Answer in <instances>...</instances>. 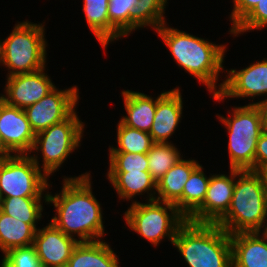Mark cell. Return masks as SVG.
<instances>
[{"mask_svg":"<svg viewBox=\"0 0 267 267\" xmlns=\"http://www.w3.org/2000/svg\"><path fill=\"white\" fill-rule=\"evenodd\" d=\"M63 183L59 194L47 193V203L54 204L57 213L51 223L67 236L77 234L79 242L100 241L105 234L102 208L92 194L90 173L64 178Z\"/></svg>","mask_w":267,"mask_h":267,"instance_id":"cell-1","label":"cell"},{"mask_svg":"<svg viewBox=\"0 0 267 267\" xmlns=\"http://www.w3.org/2000/svg\"><path fill=\"white\" fill-rule=\"evenodd\" d=\"M164 23L157 33L169 48L179 67L207 86L212 95L218 94V76L223 71L225 45H216L185 31L166 27Z\"/></svg>","mask_w":267,"mask_h":267,"instance_id":"cell-2","label":"cell"},{"mask_svg":"<svg viewBox=\"0 0 267 267\" xmlns=\"http://www.w3.org/2000/svg\"><path fill=\"white\" fill-rule=\"evenodd\" d=\"M173 245L189 267H232L230 234L217 223L186 220L179 227Z\"/></svg>","mask_w":267,"mask_h":267,"instance_id":"cell-3","label":"cell"},{"mask_svg":"<svg viewBox=\"0 0 267 267\" xmlns=\"http://www.w3.org/2000/svg\"><path fill=\"white\" fill-rule=\"evenodd\" d=\"M236 179L229 209L216 223L230 235L264 232L267 226V195L260 177L255 171L237 169ZM263 227L264 230H261Z\"/></svg>","mask_w":267,"mask_h":267,"instance_id":"cell-4","label":"cell"},{"mask_svg":"<svg viewBox=\"0 0 267 267\" xmlns=\"http://www.w3.org/2000/svg\"><path fill=\"white\" fill-rule=\"evenodd\" d=\"M44 26L19 22L5 41L0 40V63L10 70L7 77L35 72L46 66Z\"/></svg>","mask_w":267,"mask_h":267,"instance_id":"cell-5","label":"cell"},{"mask_svg":"<svg viewBox=\"0 0 267 267\" xmlns=\"http://www.w3.org/2000/svg\"><path fill=\"white\" fill-rule=\"evenodd\" d=\"M232 111V117L218 116L229 132L230 169L255 171L257 140L265 130L261 111L250 103Z\"/></svg>","mask_w":267,"mask_h":267,"instance_id":"cell-6","label":"cell"},{"mask_svg":"<svg viewBox=\"0 0 267 267\" xmlns=\"http://www.w3.org/2000/svg\"><path fill=\"white\" fill-rule=\"evenodd\" d=\"M124 215L128 227L155 246L166 237L173 244L179 227L187 220L174 204L158 200L134 201Z\"/></svg>","mask_w":267,"mask_h":267,"instance_id":"cell-7","label":"cell"},{"mask_svg":"<svg viewBox=\"0 0 267 267\" xmlns=\"http://www.w3.org/2000/svg\"><path fill=\"white\" fill-rule=\"evenodd\" d=\"M9 155L0 158V195L42 197L48 189V177L42 173L35 154Z\"/></svg>","mask_w":267,"mask_h":267,"instance_id":"cell-8","label":"cell"},{"mask_svg":"<svg viewBox=\"0 0 267 267\" xmlns=\"http://www.w3.org/2000/svg\"><path fill=\"white\" fill-rule=\"evenodd\" d=\"M84 123L74 111L64 121L38 132L32 151L42 152L43 173L49 178L77 147L83 135Z\"/></svg>","mask_w":267,"mask_h":267,"instance_id":"cell-9","label":"cell"},{"mask_svg":"<svg viewBox=\"0 0 267 267\" xmlns=\"http://www.w3.org/2000/svg\"><path fill=\"white\" fill-rule=\"evenodd\" d=\"M76 86L58 90L56 87L40 101L24 109L32 130L38 132L67 119L78 103Z\"/></svg>","mask_w":267,"mask_h":267,"instance_id":"cell-10","label":"cell"},{"mask_svg":"<svg viewBox=\"0 0 267 267\" xmlns=\"http://www.w3.org/2000/svg\"><path fill=\"white\" fill-rule=\"evenodd\" d=\"M0 134L3 141V157L32 152L36 134L24 110L7 104L1 98Z\"/></svg>","mask_w":267,"mask_h":267,"instance_id":"cell-11","label":"cell"},{"mask_svg":"<svg viewBox=\"0 0 267 267\" xmlns=\"http://www.w3.org/2000/svg\"><path fill=\"white\" fill-rule=\"evenodd\" d=\"M226 79L219 86V93L214 94V100L225 98H245L267 95V60L263 59L255 64L236 71L231 69Z\"/></svg>","mask_w":267,"mask_h":267,"instance_id":"cell-12","label":"cell"},{"mask_svg":"<svg viewBox=\"0 0 267 267\" xmlns=\"http://www.w3.org/2000/svg\"><path fill=\"white\" fill-rule=\"evenodd\" d=\"M44 71L45 67L35 72L7 77L4 89L6 95L1 94L0 98L23 110L40 101L56 87Z\"/></svg>","mask_w":267,"mask_h":267,"instance_id":"cell-13","label":"cell"},{"mask_svg":"<svg viewBox=\"0 0 267 267\" xmlns=\"http://www.w3.org/2000/svg\"><path fill=\"white\" fill-rule=\"evenodd\" d=\"M230 170L229 176L211 175L203 204L187 220L216 223L228 211L237 177V169Z\"/></svg>","mask_w":267,"mask_h":267,"instance_id":"cell-14","label":"cell"},{"mask_svg":"<svg viewBox=\"0 0 267 267\" xmlns=\"http://www.w3.org/2000/svg\"><path fill=\"white\" fill-rule=\"evenodd\" d=\"M78 243L50 222L36 230L33 246L42 267H66Z\"/></svg>","mask_w":267,"mask_h":267,"instance_id":"cell-15","label":"cell"},{"mask_svg":"<svg viewBox=\"0 0 267 267\" xmlns=\"http://www.w3.org/2000/svg\"><path fill=\"white\" fill-rule=\"evenodd\" d=\"M183 101L178 88L161 93L157 97V107L149 134L154 143H168L182 116Z\"/></svg>","mask_w":267,"mask_h":267,"instance_id":"cell-16","label":"cell"},{"mask_svg":"<svg viewBox=\"0 0 267 267\" xmlns=\"http://www.w3.org/2000/svg\"><path fill=\"white\" fill-rule=\"evenodd\" d=\"M230 235L232 267H267V235L262 232Z\"/></svg>","mask_w":267,"mask_h":267,"instance_id":"cell-17","label":"cell"},{"mask_svg":"<svg viewBox=\"0 0 267 267\" xmlns=\"http://www.w3.org/2000/svg\"><path fill=\"white\" fill-rule=\"evenodd\" d=\"M199 165L196 160L180 159L157 182L155 200L172 203L182 214V193L192 171Z\"/></svg>","mask_w":267,"mask_h":267,"instance_id":"cell-18","label":"cell"},{"mask_svg":"<svg viewBox=\"0 0 267 267\" xmlns=\"http://www.w3.org/2000/svg\"><path fill=\"white\" fill-rule=\"evenodd\" d=\"M127 116L121 122L131 128L150 132L157 107V98L131 90L122 91Z\"/></svg>","mask_w":267,"mask_h":267,"instance_id":"cell-19","label":"cell"},{"mask_svg":"<svg viewBox=\"0 0 267 267\" xmlns=\"http://www.w3.org/2000/svg\"><path fill=\"white\" fill-rule=\"evenodd\" d=\"M118 262L116 253L103 240L79 242L66 267H119Z\"/></svg>","mask_w":267,"mask_h":267,"instance_id":"cell-20","label":"cell"},{"mask_svg":"<svg viewBox=\"0 0 267 267\" xmlns=\"http://www.w3.org/2000/svg\"><path fill=\"white\" fill-rule=\"evenodd\" d=\"M107 173V179L114 186L120 199L131 200V198L133 199L136 195H142L143 192L145 193L150 191V193H148V201L155 200L157 183L149 172L130 171Z\"/></svg>","mask_w":267,"mask_h":267,"instance_id":"cell-21","label":"cell"},{"mask_svg":"<svg viewBox=\"0 0 267 267\" xmlns=\"http://www.w3.org/2000/svg\"><path fill=\"white\" fill-rule=\"evenodd\" d=\"M35 233L26 220H18L0 210V250L3 254L12 248L33 245Z\"/></svg>","mask_w":267,"mask_h":267,"instance_id":"cell-22","label":"cell"},{"mask_svg":"<svg viewBox=\"0 0 267 267\" xmlns=\"http://www.w3.org/2000/svg\"><path fill=\"white\" fill-rule=\"evenodd\" d=\"M41 198L47 202V194L44 197H10L1 198L0 210L18 220H26L35 230L36 222L42 217L43 206Z\"/></svg>","mask_w":267,"mask_h":267,"instance_id":"cell-23","label":"cell"},{"mask_svg":"<svg viewBox=\"0 0 267 267\" xmlns=\"http://www.w3.org/2000/svg\"><path fill=\"white\" fill-rule=\"evenodd\" d=\"M202 165H198L190 174L188 181L184 185L182 193V215L188 219L205 200L208 178Z\"/></svg>","mask_w":267,"mask_h":267,"instance_id":"cell-24","label":"cell"},{"mask_svg":"<svg viewBox=\"0 0 267 267\" xmlns=\"http://www.w3.org/2000/svg\"><path fill=\"white\" fill-rule=\"evenodd\" d=\"M138 0H109V43L132 32V10Z\"/></svg>","mask_w":267,"mask_h":267,"instance_id":"cell-25","label":"cell"},{"mask_svg":"<svg viewBox=\"0 0 267 267\" xmlns=\"http://www.w3.org/2000/svg\"><path fill=\"white\" fill-rule=\"evenodd\" d=\"M117 125L118 148L110 147L109 153L147 154L154 145L152 136L148 132L128 127L121 121Z\"/></svg>","mask_w":267,"mask_h":267,"instance_id":"cell-26","label":"cell"},{"mask_svg":"<svg viewBox=\"0 0 267 267\" xmlns=\"http://www.w3.org/2000/svg\"><path fill=\"white\" fill-rule=\"evenodd\" d=\"M83 11L88 27L103 48L109 44V0H84Z\"/></svg>","mask_w":267,"mask_h":267,"instance_id":"cell-27","label":"cell"},{"mask_svg":"<svg viewBox=\"0 0 267 267\" xmlns=\"http://www.w3.org/2000/svg\"><path fill=\"white\" fill-rule=\"evenodd\" d=\"M180 156V152L173 143H154L147 152V158L148 172L156 183L182 158Z\"/></svg>","mask_w":267,"mask_h":267,"instance_id":"cell-28","label":"cell"},{"mask_svg":"<svg viewBox=\"0 0 267 267\" xmlns=\"http://www.w3.org/2000/svg\"><path fill=\"white\" fill-rule=\"evenodd\" d=\"M166 3L167 0H138L132 10V31L145 26L157 30L165 23Z\"/></svg>","mask_w":267,"mask_h":267,"instance_id":"cell-29","label":"cell"},{"mask_svg":"<svg viewBox=\"0 0 267 267\" xmlns=\"http://www.w3.org/2000/svg\"><path fill=\"white\" fill-rule=\"evenodd\" d=\"M110 167L108 172H148L147 154L109 153Z\"/></svg>","mask_w":267,"mask_h":267,"instance_id":"cell-30","label":"cell"},{"mask_svg":"<svg viewBox=\"0 0 267 267\" xmlns=\"http://www.w3.org/2000/svg\"><path fill=\"white\" fill-rule=\"evenodd\" d=\"M0 267H42L33 245L8 250Z\"/></svg>","mask_w":267,"mask_h":267,"instance_id":"cell-31","label":"cell"},{"mask_svg":"<svg viewBox=\"0 0 267 267\" xmlns=\"http://www.w3.org/2000/svg\"><path fill=\"white\" fill-rule=\"evenodd\" d=\"M267 26V0H261L253 10L233 29L236 36L249 30L261 29Z\"/></svg>","mask_w":267,"mask_h":267,"instance_id":"cell-32","label":"cell"},{"mask_svg":"<svg viewBox=\"0 0 267 267\" xmlns=\"http://www.w3.org/2000/svg\"><path fill=\"white\" fill-rule=\"evenodd\" d=\"M259 1L261 0H233L234 6L230 15L232 21L230 33L253 10Z\"/></svg>","mask_w":267,"mask_h":267,"instance_id":"cell-33","label":"cell"},{"mask_svg":"<svg viewBox=\"0 0 267 267\" xmlns=\"http://www.w3.org/2000/svg\"><path fill=\"white\" fill-rule=\"evenodd\" d=\"M267 165V129H265L257 140L255 153V170Z\"/></svg>","mask_w":267,"mask_h":267,"instance_id":"cell-34","label":"cell"},{"mask_svg":"<svg viewBox=\"0 0 267 267\" xmlns=\"http://www.w3.org/2000/svg\"><path fill=\"white\" fill-rule=\"evenodd\" d=\"M255 172L260 177L263 189L267 195V165L257 168Z\"/></svg>","mask_w":267,"mask_h":267,"instance_id":"cell-35","label":"cell"},{"mask_svg":"<svg viewBox=\"0 0 267 267\" xmlns=\"http://www.w3.org/2000/svg\"><path fill=\"white\" fill-rule=\"evenodd\" d=\"M251 105H257L261 111L262 114V119H263V124L265 129H267V98L259 102H253Z\"/></svg>","mask_w":267,"mask_h":267,"instance_id":"cell-36","label":"cell"},{"mask_svg":"<svg viewBox=\"0 0 267 267\" xmlns=\"http://www.w3.org/2000/svg\"><path fill=\"white\" fill-rule=\"evenodd\" d=\"M3 157V141L0 134V158Z\"/></svg>","mask_w":267,"mask_h":267,"instance_id":"cell-37","label":"cell"},{"mask_svg":"<svg viewBox=\"0 0 267 267\" xmlns=\"http://www.w3.org/2000/svg\"><path fill=\"white\" fill-rule=\"evenodd\" d=\"M266 225H267V223H266ZM264 233L267 235V226H266V229H265Z\"/></svg>","mask_w":267,"mask_h":267,"instance_id":"cell-38","label":"cell"}]
</instances>
